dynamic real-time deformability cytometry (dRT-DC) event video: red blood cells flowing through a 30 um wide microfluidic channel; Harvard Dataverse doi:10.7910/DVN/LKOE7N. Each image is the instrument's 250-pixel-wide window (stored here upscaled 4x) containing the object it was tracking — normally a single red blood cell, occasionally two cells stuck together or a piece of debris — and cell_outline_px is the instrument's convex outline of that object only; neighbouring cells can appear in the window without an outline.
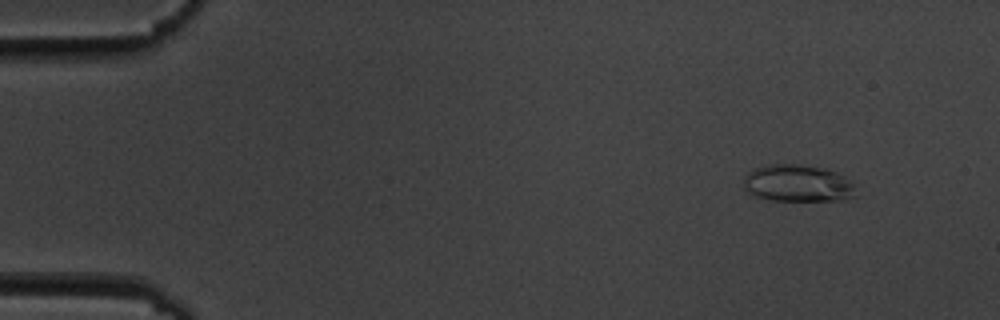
{"species": "common noctule bat (a hibernating species)", "species_latin": "Nyctalus noctula", "temperature_condition": "cold", "stored_images_in_passage": 53, "camera_frame_rate_fps": 3000, "um_per_image_px": 0.085, "animal": {"sex": "male", "body_mass_g": 19.5, "forearm_length_mm": 54.6}, "frame": {"image": 1, "passage_image": 2, "time_ms": 0.333, "image_size_px": [1000, 320], "cell_outline_px": [[860, 196], [844, 200], [772, 200], [756, 196], [744, 188], [744, 176], [748, 172], [756, 168], [768, 164], [800, 164], [828, 168], [844, 176], [852, 184]], "centroid_in_image_um": [67.86, 15.58], "position_along_channel_um": 17.1, "area_um2": 24.45}}
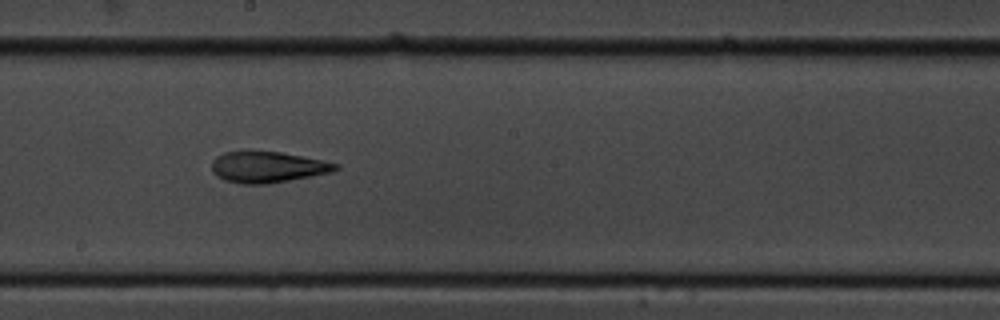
{"frame": {"image": 2, "passage_image": 28, "time_ms": 9.0, "image_size_px": [1000, 320], "cell_outline_px": [[340, 168], [332, 172], [268, 184], [244, 184], [224, 180], [216, 176], [212, 172], [212, 160], [216, 156], [224, 152], [280, 152], [340, 164]], "centroid_in_image_um": [22.73, 14.21], "position_along_channel_um": 225.5, "area_um2": 22.2}}
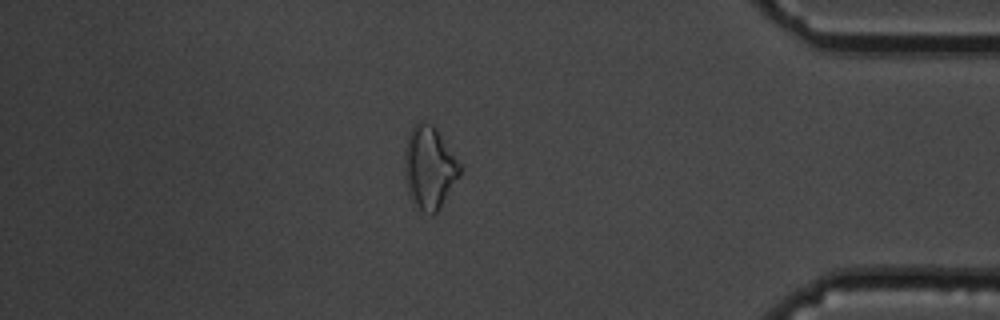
{"frame": {"image": 3, "passage_image": 45, "time_ms": 14.667, "image_size_px": [1000, 320], "cell_outline_px": [[460, 176], [440, 208], [436, 212], [424, 212], [416, 208], [408, 192], [404, 180], [404, 152], [408, 136], [412, 128], [420, 120], [432, 124], [436, 128], [460, 164]], "centroid_in_image_um": [36.47, 14.25], "position_along_channel_um": 398.7, "area_um2": 26.59}, "authors_computed_cell_mechanics": {"area_um2": 22.7154, "velocity_mm_per_s": 3.611, "shape_relaxation_time_tau1_ms": 5.8409, "shape_relaxation_time_tau2_ms": 4.1656, "deformation_change_tau1": 0.1388, "deformation_change_tau2": 0.1284}}